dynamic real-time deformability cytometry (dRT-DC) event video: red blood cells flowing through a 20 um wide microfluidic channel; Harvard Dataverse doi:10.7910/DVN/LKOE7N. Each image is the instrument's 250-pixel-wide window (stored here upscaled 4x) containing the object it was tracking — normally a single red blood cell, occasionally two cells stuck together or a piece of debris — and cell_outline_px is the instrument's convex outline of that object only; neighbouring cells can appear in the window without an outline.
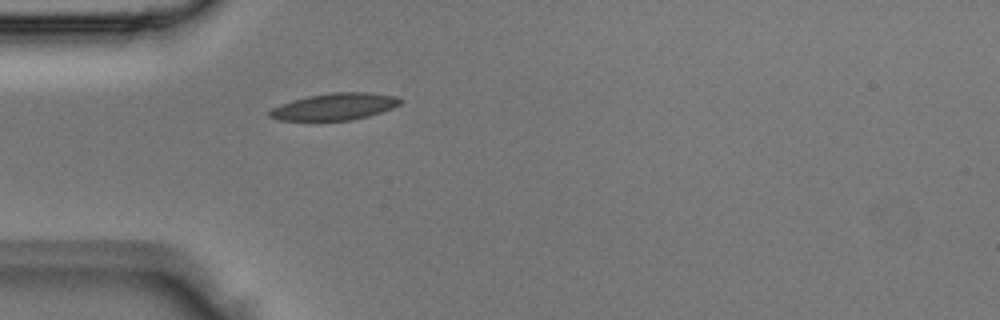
{"species": "Egyptian fruit bat (a non-hibernating species)", "species_latin": "Rousettus aegyptiacus", "temperature_condition": "room temperature", "stored_images_in_passage": 1, "camera_frame_rate_fps": 3000, "um_per_image_px": 0.085, "animal": {"sex": "male"}, "frame": {"image": 1, "passage_image": 1, "time_ms": 0.0, "image_size_px": [1000, 320], "cell_outline_px": [[404, 100], [400, 104], [392, 108], [368, 116], [348, 120], [280, 120], [268, 116], [268, 112], [272, 108], [280, 104], [292, 100], [308, 96], [332, 92], [368, 92], [396, 96]], "centroid_in_image_um": [28.45, 9.05], "position_along_channel_um": 56.6, "area_um2": 20.35}}